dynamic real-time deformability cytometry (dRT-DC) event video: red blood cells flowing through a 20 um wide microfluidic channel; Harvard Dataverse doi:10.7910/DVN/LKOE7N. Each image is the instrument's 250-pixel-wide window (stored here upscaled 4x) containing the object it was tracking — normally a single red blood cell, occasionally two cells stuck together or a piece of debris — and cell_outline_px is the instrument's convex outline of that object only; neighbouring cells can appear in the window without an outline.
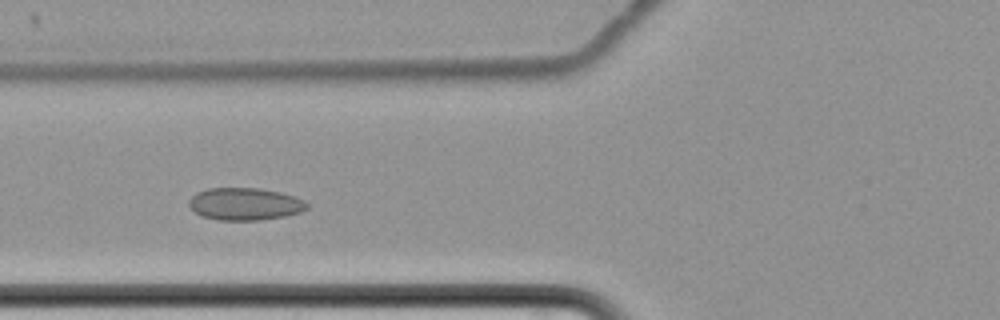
{"species": "common noctule bat (a hibernating species)", "species_latin": "Nyctalus noctula", "temperature_condition": "cold", "stored_images_in_passage": 12, "camera_frame_rate_fps": 3000, "um_per_image_px": 0.085, "animal": {"sex": "female", "body_mass_g": 22.7, "forearm_length_mm": 54.2}, "frame": {"image": 1, "passage_image": 5, "time_ms": 6.0, "image_size_px": [1000, 320], "cell_outline_px": [[308, 208], [300, 212], [284, 216], [260, 220], [220, 220], [204, 216], [196, 212], [188, 204], [188, 200], [196, 192], [208, 188], [260, 188], [280, 192], [296, 196], [304, 200], [308, 204]], "centroid_in_image_um": [20.84, 17.32], "position_along_channel_um": 105.0, "area_um2": 22.25}}
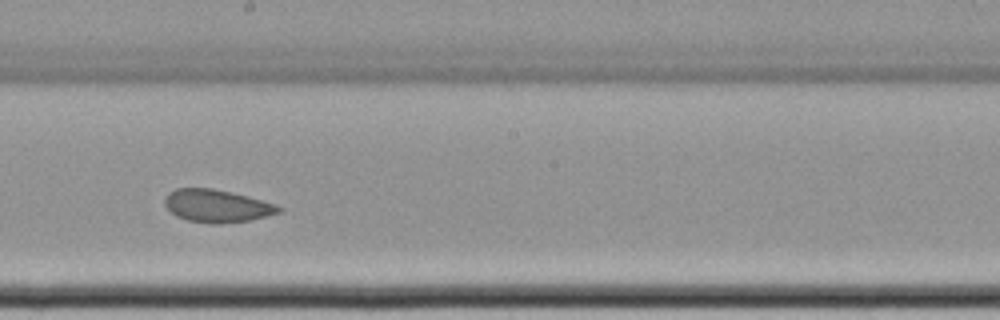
{"frame": {"image": 2, "passage_image": 8, "time_ms": 9.667, "image_size_px": [1000, 320], "cell_outline_px": [[284, 208], [280, 212], [248, 220], [220, 224], [208, 224], [188, 220], [176, 216], [164, 204], [164, 200], [168, 192], [176, 188], [212, 188], [232, 192], [248, 196], [276, 204]], "centroid_in_image_um": [18.42, 17.5], "position_along_channel_um": 229.8, "area_um2": 21.73}}
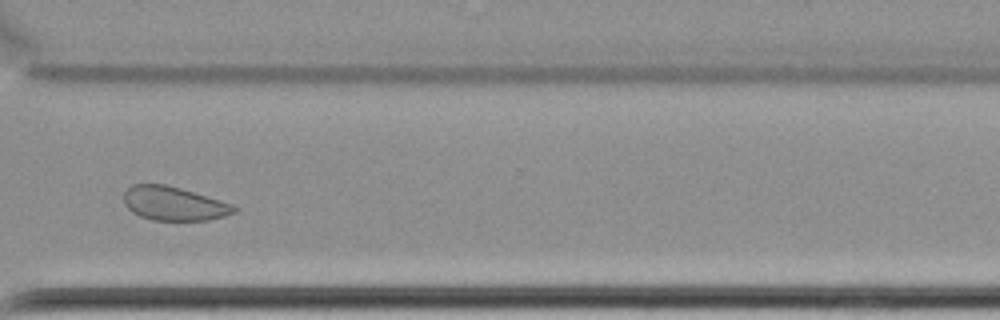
{"frame": {"image": 3, "passage_image": 11, "time_ms": 13.333, "image_size_px": [1000, 320], "cell_outline_px": [[240, 208], [236, 212], [224, 216], [208, 220], [152, 220], [140, 216], [132, 212], [124, 204], [124, 192], [132, 184], [164, 184], [180, 188], [232, 204]], "centroid_in_image_um": [14.77, 17.31], "position_along_channel_um": 355.8, "area_um2": 21.68}, "authors_computed_cell_mechanics": {"area_um2": 21.9929, "velocity_mm_per_s": 3.4125, "shape_relaxation_time_tau1_ms": 7.6427, "shape_relaxation_time_tau2_ms": 1.542, "deformation_change_tau1": 0.0391, "deformation_change_tau2": 0.0455}}